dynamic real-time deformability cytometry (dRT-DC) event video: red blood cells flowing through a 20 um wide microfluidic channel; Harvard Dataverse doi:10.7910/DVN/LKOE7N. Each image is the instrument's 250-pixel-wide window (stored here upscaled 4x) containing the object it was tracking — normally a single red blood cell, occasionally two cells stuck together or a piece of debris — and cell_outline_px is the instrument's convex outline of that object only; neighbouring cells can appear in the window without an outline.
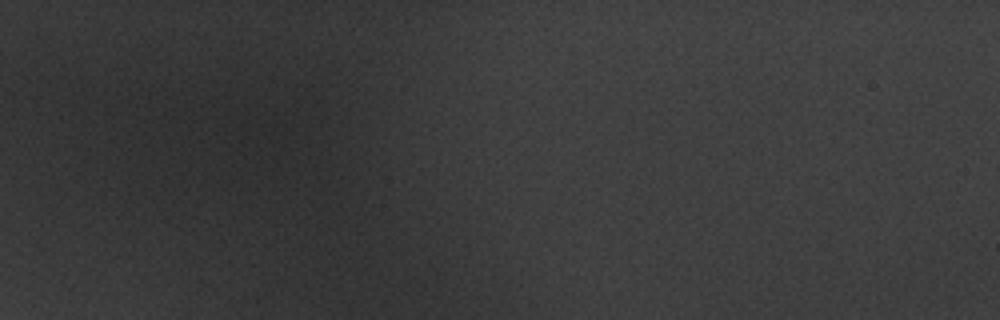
{"species": "common noctule bat (a hibernating species)", "species_latin": "Nyctalus noctula", "temperature_condition": "warm", "stored_images_in_passage": 2, "camera_frame_rate_fps": 3000, "um_per_image_px": 0.085, "animal": {"sex": "male", "body_mass_g": 20.1, "forearm_length_mm": 53.5}, "frame": {"image": 1, "passage_image": 1, "time_ms": 0.0, "image_size_px": [1000, 320], "cell_outline_px": [[312, 124], [308, 156], [304, 164], [292, 164], [276, 160], [256, 152], [252, 140], [272, 120], [308, 120]], "centroid_in_image_um": [24.23, 11.98], "position_along_channel_um": 60.8, "area_um2": 14.85}}